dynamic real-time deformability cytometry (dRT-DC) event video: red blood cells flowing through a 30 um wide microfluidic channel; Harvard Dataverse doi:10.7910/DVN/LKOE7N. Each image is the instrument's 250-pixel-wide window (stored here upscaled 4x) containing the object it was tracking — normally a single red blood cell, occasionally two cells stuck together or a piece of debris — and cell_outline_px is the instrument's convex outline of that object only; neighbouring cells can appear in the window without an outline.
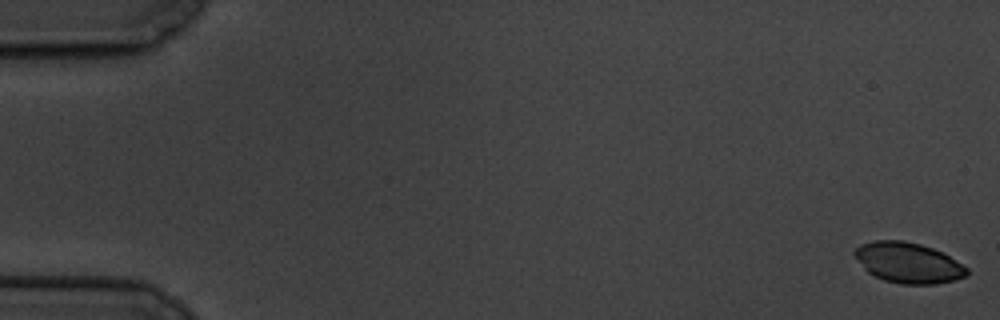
{"species": "common noctule bat (a hibernating species)", "species_latin": "Nyctalus noctula", "temperature_condition": "cold", "stored_images_in_passage": 5, "camera_frame_rate_fps": 3000, "um_per_image_px": 0.085, "animal": {"sex": "male", "body_mass_g": 19.5, "forearm_length_mm": 54.6}, "frame": {"image": 1, "passage_image": 1, "time_ms": 0.0, "image_size_px": [1000, 320], "cell_outline_px": [[968, 276], [956, 280], [936, 284], [900, 284], [884, 280], [868, 272], [864, 268], [852, 252], [860, 244], [876, 240], [904, 240], [920, 244], [944, 252], [968, 268]], "centroid_in_image_um": [77.23, 22.33], "position_along_channel_um": 7.8, "area_um2": 26.65}}
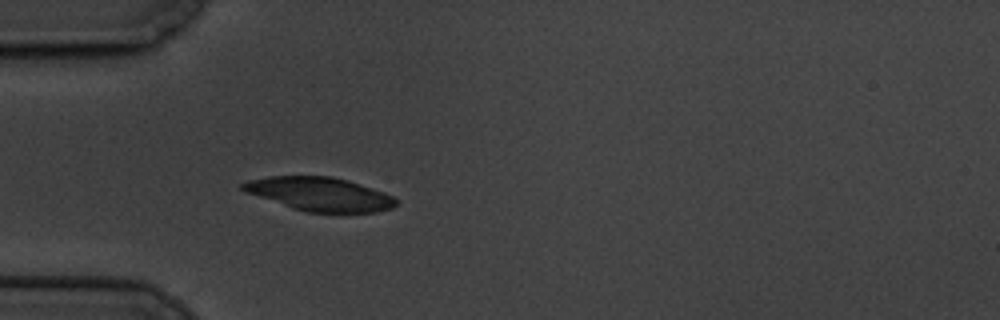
{"frame": {"image": 2, "passage_image": 5, "time_ms": 5.667, "image_size_px": [1000, 320], "cell_outline_px": [[396, 204], [392, 208], [376, 212], [308, 212], [292, 208], [244, 192], [240, 188], [240, 184], [248, 180], [268, 176], [332, 176], [348, 180], [384, 192], [392, 196], [396, 200]], "centroid_in_image_um": [27.14, 16.49], "position_along_channel_um": 57.9, "area_um2": 30.0}}